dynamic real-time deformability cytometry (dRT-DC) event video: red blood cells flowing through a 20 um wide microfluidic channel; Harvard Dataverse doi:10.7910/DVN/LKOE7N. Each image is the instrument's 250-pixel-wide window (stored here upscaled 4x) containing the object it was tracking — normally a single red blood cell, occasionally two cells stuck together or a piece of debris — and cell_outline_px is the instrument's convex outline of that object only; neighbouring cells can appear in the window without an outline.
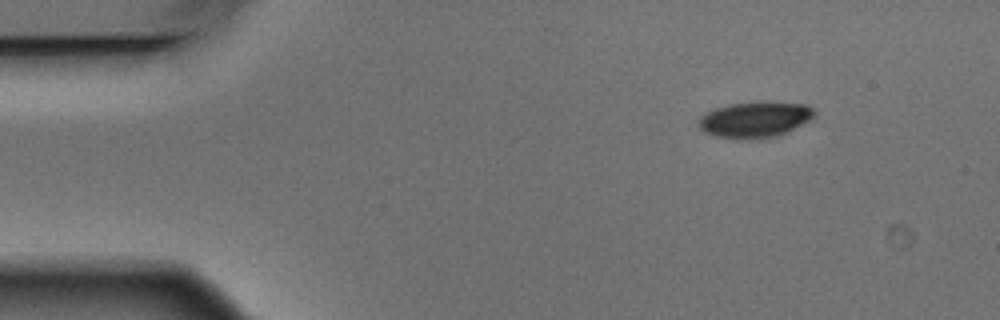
{"species": "Egyptian fruit bat (a non-hibernating species)", "species_latin": "Rousettus aegyptiacus", "temperature_condition": "warm", "stored_images_in_passage": 9, "camera_frame_rate_fps": 3000, "um_per_image_px": 0.085, "animal": {"sex": "male"}, "frame": {"image": 1, "passage_image": 1, "time_ms": 0.0, "image_size_px": [1000, 320], "cell_outline_px": [[816, 116], [780, 136], [744, 140], [732, 140], [716, 136], [704, 132], [696, 124], [700, 116], [716, 108], [732, 104], [808, 104], [816, 112]], "centroid_in_image_um": [64.13, 10.23], "position_along_channel_um": 20.9, "area_um2": 23.76}}
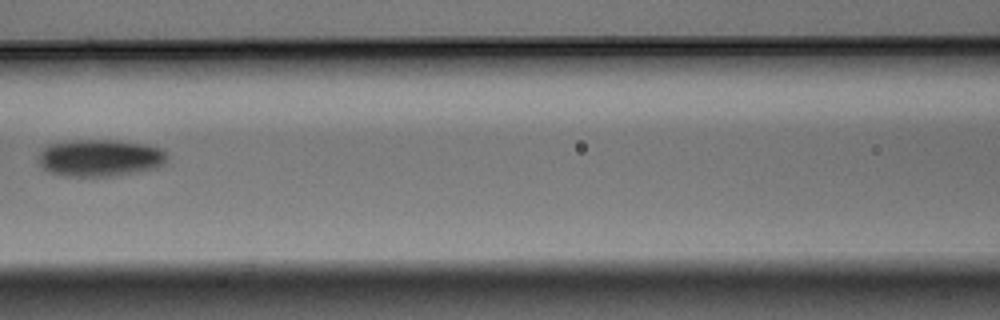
{"frame": {"image": 2, "passage_image": 6, "time_ms": 1.667, "image_size_px": [1000, 320], "cell_outline_px": [[168, 156], [164, 164], [156, 168], [136, 172], [112, 176], [64, 176], [52, 172], [44, 168], [40, 164], [40, 152], [48, 144], [72, 140], [116, 140], [144, 144], [160, 148]], "centroid_in_image_um": [8.52, 13.41], "position_along_channel_um": 158.1, "area_um2": 27.63}}
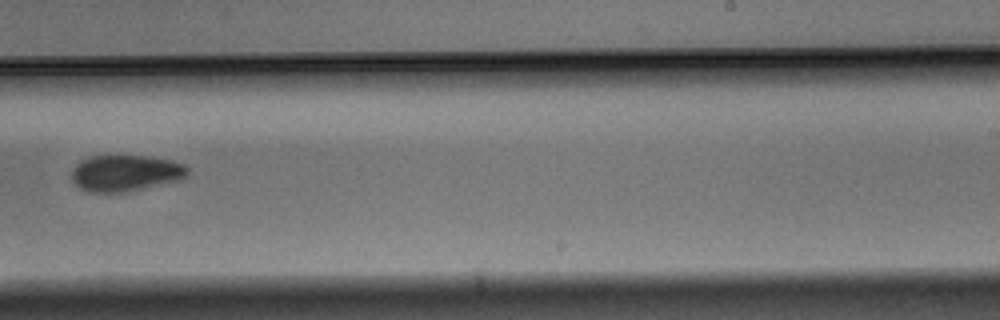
{"frame": {"image": 3, "passage_image": 9, "time_ms": 2.667, "image_size_px": [1000, 320], "cell_outline_px": [[188, 176], [180, 180], [132, 192], [88, 192], [80, 188], [76, 184], [72, 176], [72, 172], [76, 164], [80, 160], [88, 156], [144, 156], [172, 160], [184, 164], [188, 168]], "centroid_in_image_um": [10.7, 14.72], "position_along_channel_um": 278.3, "area_um2": 24.8}}